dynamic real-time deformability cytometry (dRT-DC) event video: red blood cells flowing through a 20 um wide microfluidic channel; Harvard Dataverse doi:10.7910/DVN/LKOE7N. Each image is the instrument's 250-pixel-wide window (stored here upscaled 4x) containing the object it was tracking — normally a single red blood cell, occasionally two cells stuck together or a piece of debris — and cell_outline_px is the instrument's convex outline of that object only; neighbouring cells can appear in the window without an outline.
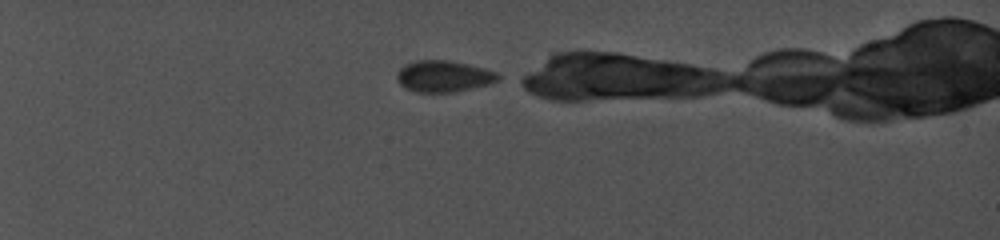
{"species": "common noctule bat (a hibernating species)", "species_latin": "Nyctalus noctula", "temperature_condition": "cold", "stored_images_in_passage": 8, "camera_frame_rate_fps": 5000, "um_per_image_px": 0.085, "animal": {"sex": "female", "body_mass_g": 19.0, "forearm_length_mm": 56.7}, "frame": {"image": 1, "passage_image": 1, "time_ms": 0.0, "image_size_px": [1000, 240], "cell_outline_px": [[500, 80], [488, 84], [456, 92], [416, 92], [404, 88], [396, 80], [396, 72], [404, 64], [420, 60], [444, 60], [468, 64], [484, 68], [496, 72], [500, 76]], "centroid_in_image_um": [37.68, 6.49], "position_along_channel_um": 47.3, "area_um2": 18.61}}